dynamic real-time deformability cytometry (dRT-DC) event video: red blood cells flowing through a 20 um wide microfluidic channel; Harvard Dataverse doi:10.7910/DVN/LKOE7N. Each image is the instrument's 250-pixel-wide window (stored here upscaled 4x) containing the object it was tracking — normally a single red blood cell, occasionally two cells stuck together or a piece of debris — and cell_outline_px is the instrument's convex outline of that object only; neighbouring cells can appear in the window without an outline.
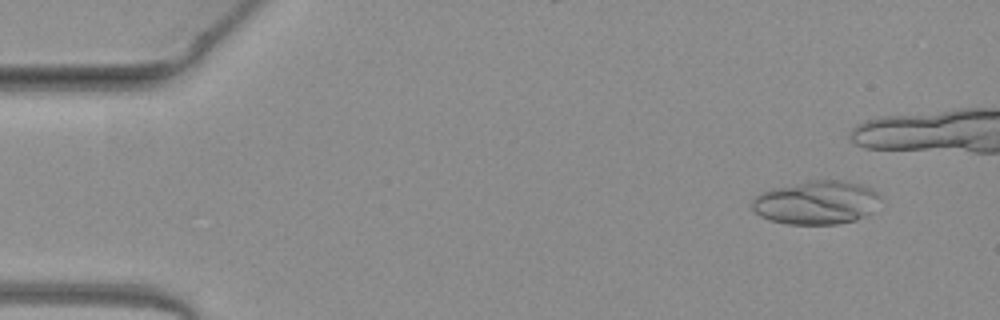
{"species": "common noctule bat (a hibernating species)", "species_latin": "Nyctalus noctula", "temperature_condition": "warm", "stored_images_in_passage": 36, "camera_frame_rate_fps": 3000, "um_per_image_px": 0.085, "animal": {"sex": "female", "body_mass_g": 19.3, "forearm_length_mm": 54.1}, "frame": {"image": 1, "passage_image": 1, "time_ms": 0.0, "image_size_px": [1000, 320], "cell_outline_px": [[880, 196], [868, 212], [864, 216], [856, 220], [836, 224], [788, 224], [768, 220], [760, 216], [752, 208], [752, 200], [756, 196], [772, 188], [808, 180], [844, 180], [860, 184], [872, 188]], "centroid_in_image_um": [69.34, 17.21], "position_along_channel_um": 15.7, "area_um2": 32.31}}
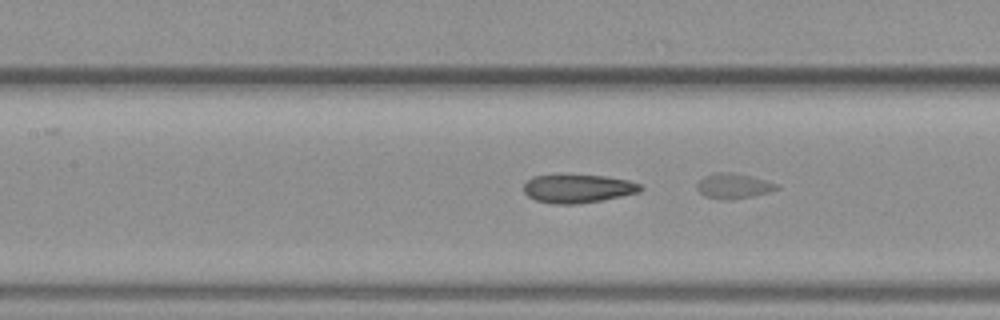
{"frame": {"image": 2, "passage_image": 19, "time_ms": 6.0, "image_size_px": [1000, 320], "cell_outline_px": [[644, 188], [640, 192], [580, 204], [552, 204], [536, 200], [528, 196], [524, 192], [524, 184], [532, 176], [604, 176], [628, 180], [640, 184]], "centroid_in_image_um": [49.13, 16.05], "position_along_channel_um": 158.3, "area_um2": 19.02}}
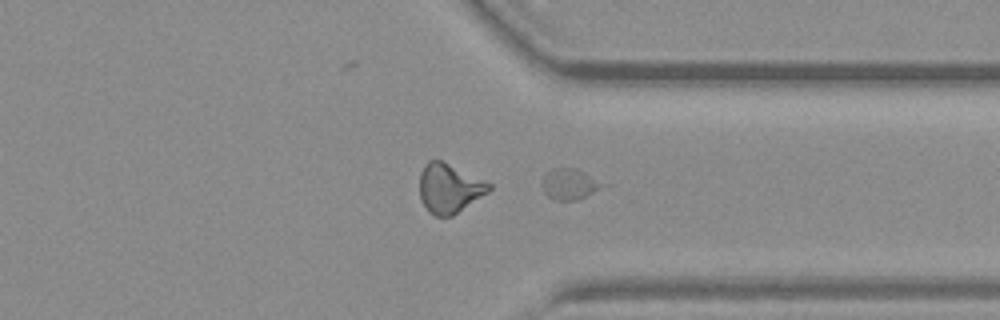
{"frame": {"image": 3, "passage_image": 35, "time_ms": 11.333, "image_size_px": [1000, 320], "cell_outline_px": [[612, 184], [576, 200], [552, 200], [544, 192], [540, 184], [544, 176], [552, 168], [576, 168]], "centroid_in_image_um": [48.49, 15.64], "position_along_channel_um": 362.9, "area_um2": 11.33}}